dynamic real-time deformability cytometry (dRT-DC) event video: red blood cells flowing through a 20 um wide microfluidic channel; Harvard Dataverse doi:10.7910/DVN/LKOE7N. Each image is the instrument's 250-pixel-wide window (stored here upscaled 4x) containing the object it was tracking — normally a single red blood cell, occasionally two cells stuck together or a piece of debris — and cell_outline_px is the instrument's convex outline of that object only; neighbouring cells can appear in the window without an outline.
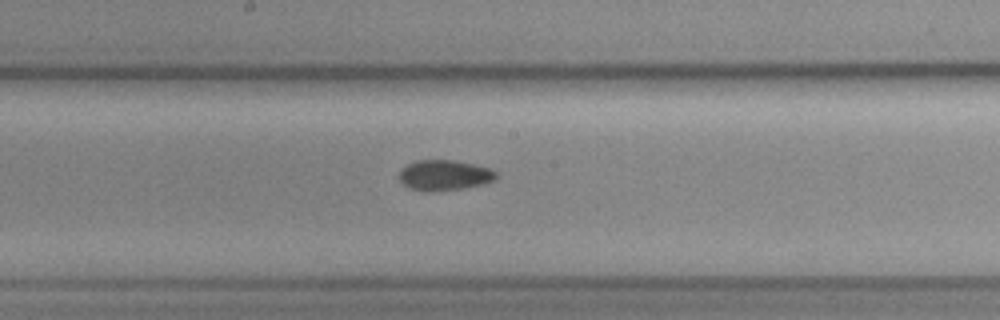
{"species": "common noctule bat (a hibernating species)", "species_latin": "Nyctalus noctula", "temperature_condition": "cold", "stored_images_in_passage": 8, "camera_frame_rate_fps": 3000, "um_per_image_px": 0.085, "animal": {"sex": "female", "body_mass_g": 19.3, "forearm_length_mm": 54.1}, "frame": {"image": 1, "passage_image": 8, "time_ms": 2.333, "image_size_px": [1000, 320], "cell_outline_px": [[500, 176], [496, 180], [484, 184], [460, 188], [412, 188], [404, 184], [400, 180], [400, 168], [416, 160], [452, 160], [492, 168]], "centroid_in_image_um": [37.86, 14.83], "position_along_channel_um": 210.3, "area_um2": 16.47}}